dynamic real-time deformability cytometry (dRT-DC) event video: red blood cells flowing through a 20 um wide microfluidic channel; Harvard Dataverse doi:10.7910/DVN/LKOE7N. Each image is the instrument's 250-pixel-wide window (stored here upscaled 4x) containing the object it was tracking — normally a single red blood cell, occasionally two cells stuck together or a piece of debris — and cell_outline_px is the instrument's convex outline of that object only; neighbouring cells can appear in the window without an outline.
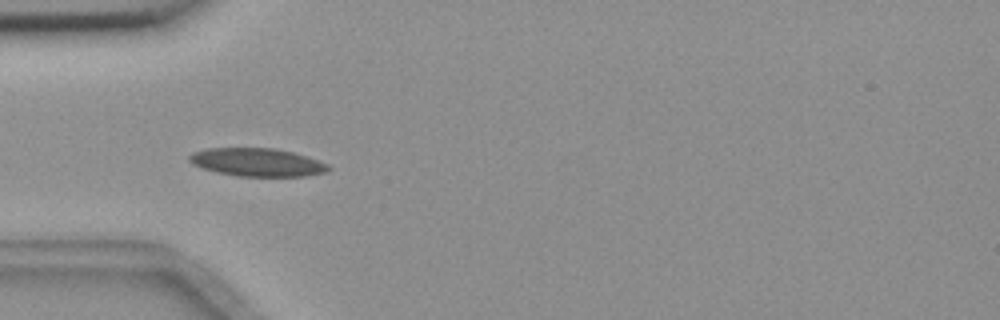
{"species": "common noctule bat (a hibernating species)", "species_latin": "Nyctalus noctula", "temperature_condition": "room temperature", "stored_images_in_passage": 42, "camera_frame_rate_fps": 3000, "um_per_image_px": 0.085, "animal": {"sex": "female", "body_mass_g": 18.4}, "frame": {"image": 1, "passage_image": 4, "time_ms": 1.0, "image_size_px": [1000, 320], "cell_outline_px": [[332, 168], [328, 172], [304, 176], [236, 176], [216, 172], [200, 168], [192, 164], [188, 160], [188, 156], [192, 152], [208, 148], [276, 148], [292, 152], [328, 164]], "centroid_in_image_um": [21.82, 13.79], "position_along_channel_um": 63.2, "area_um2": 22.89}}
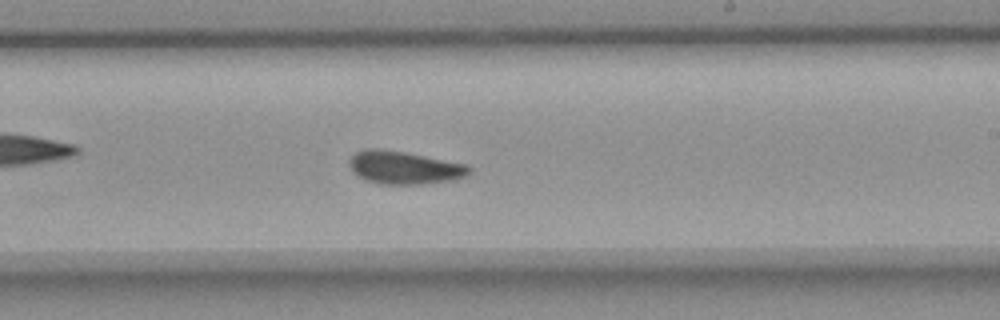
{"frame": {"image": 2, "passage_image": 20, "time_ms": 6.333, "image_size_px": [1000, 320], "cell_outline_px": [[472, 172], [456, 180], [420, 184], [380, 184], [364, 180], [352, 172], [348, 164], [348, 160], [356, 152], [364, 148], [376, 148], [404, 152], [468, 164], [472, 168]], "centroid_in_image_um": [34.35, 14.25], "position_along_channel_um": 254.6, "area_um2": 23.29}}
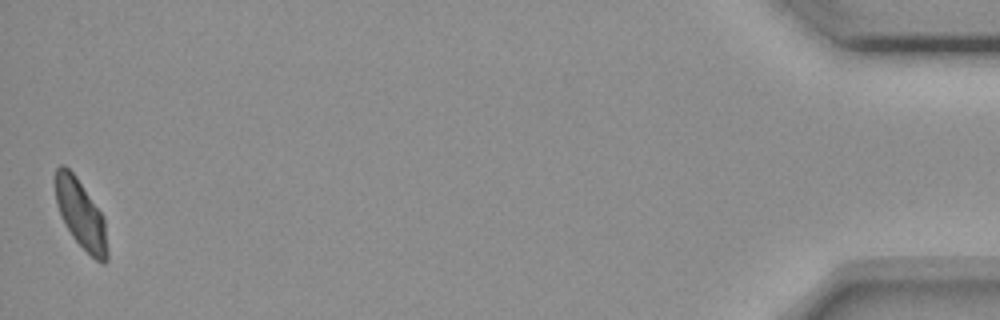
{"frame": {"image": 3, "passage_image": 42, "time_ms": 13.667, "image_size_px": [1000, 320], "cell_outline_px": [[108, 260], [104, 264], [96, 260], [72, 236], [64, 224], [60, 216], [56, 204], [56, 168], [60, 164], [64, 164], [76, 176], [104, 216], [108, 248]], "centroid_in_image_um": [6.88, 18.22], "position_along_channel_um": 428.3, "area_um2": 20.81}, "authors_computed_cell_mechanics": {"area_um2": 22.3397, "velocity_mm_per_s": 3.6258, "shape_relaxation_time_tau1_ms": 10.5659, "shape_relaxation_time_tau2_ms": 2.3852, "deformation_change_tau1": 0.1772, "deformation_change_tau2": 0.0761}}